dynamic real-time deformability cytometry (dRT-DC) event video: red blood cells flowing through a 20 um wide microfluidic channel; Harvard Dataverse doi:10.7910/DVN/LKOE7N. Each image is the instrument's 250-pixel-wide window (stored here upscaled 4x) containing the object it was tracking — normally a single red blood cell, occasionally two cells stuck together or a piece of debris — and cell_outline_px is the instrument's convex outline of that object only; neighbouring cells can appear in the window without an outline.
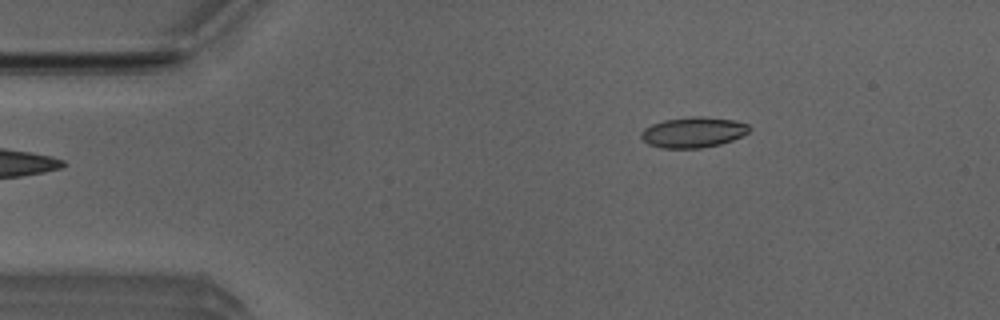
{"species": "Egyptian fruit bat (a non-hibernating species)", "species_latin": "Rousettus aegyptiacus", "temperature_condition": "room temperature", "stored_images_in_passage": 3, "camera_frame_rate_fps": 3000, "um_per_image_px": 0.085, "animal": {"sex": "male"}, "frame": {"image": 1, "passage_image": 3, "time_ms": 0.667, "image_size_px": [1000, 320], "cell_outline_px": [[752, 128], [748, 132], [732, 140], [720, 144], [700, 148], [660, 148], [648, 144], [640, 136], [640, 132], [644, 128], [652, 124], [664, 120], [700, 116], [732, 120], [748, 124]], "centroid_in_image_um": [58.9, 11.25], "position_along_channel_um": 26.1, "area_um2": 19.07}}